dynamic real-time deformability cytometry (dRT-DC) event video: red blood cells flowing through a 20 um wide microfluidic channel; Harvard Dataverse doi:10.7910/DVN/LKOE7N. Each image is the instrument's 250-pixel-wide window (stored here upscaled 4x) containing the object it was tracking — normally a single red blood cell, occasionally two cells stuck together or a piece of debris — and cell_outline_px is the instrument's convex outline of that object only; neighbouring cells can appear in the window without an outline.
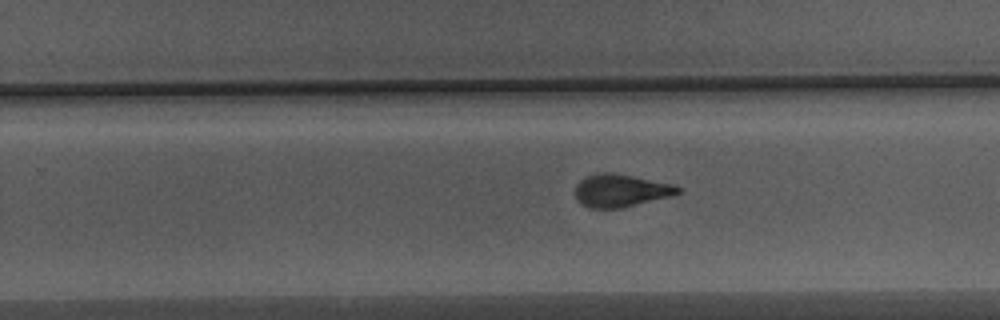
{"species": "Egyptian fruit bat (a non-hibernating species)", "species_latin": "Rousettus aegyptiacus", "temperature_condition": "warm", "stored_images_in_passage": 23, "camera_frame_rate_fps": 3000, "um_per_image_px": 0.085, "animal": {"sex": "male"}, "frame": {"image": 1, "passage_image": 14, "time_ms": 4.333, "image_size_px": [1000, 320], "cell_outline_px": [[684, 188], [680, 192], [672, 196], [620, 208], [588, 208], [580, 204], [576, 200], [576, 184], [580, 180], [588, 176], [600, 172], [612, 172], [672, 184]], "centroid_in_image_um": [52.75, 16.2], "position_along_channel_um": 277.0, "area_um2": 19.59}}